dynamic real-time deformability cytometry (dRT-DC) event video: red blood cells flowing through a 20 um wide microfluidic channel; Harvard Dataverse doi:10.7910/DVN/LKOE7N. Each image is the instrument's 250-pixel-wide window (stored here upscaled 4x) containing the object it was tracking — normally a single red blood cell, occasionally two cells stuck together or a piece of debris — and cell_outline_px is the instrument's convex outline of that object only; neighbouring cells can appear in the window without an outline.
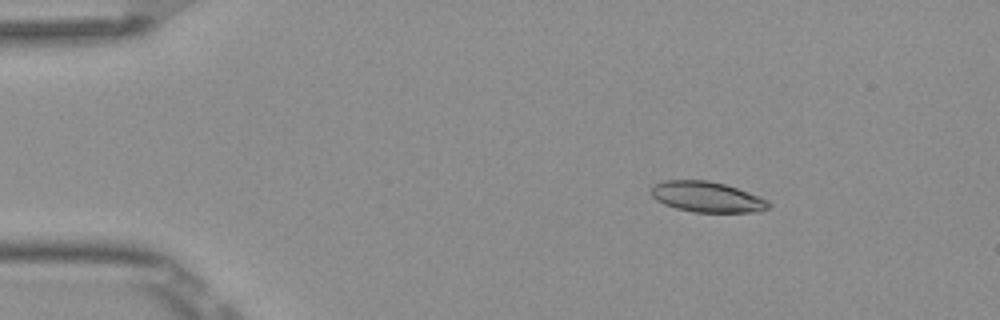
{"species": "Egyptian fruit bat (a non-hibernating species)", "species_latin": "Rousettus aegyptiacus", "temperature_condition": "room temperature", "stored_images_in_passage": 4, "camera_frame_rate_fps": 3000, "um_per_image_px": 0.085, "frame": {"image": 1, "passage_image": 2, "time_ms": 0.333, "image_size_px": [1000, 320], "cell_outline_px": [[772, 204], [768, 208], [760, 212], [692, 212], [676, 208], [664, 204], [656, 200], [652, 196], [652, 188], [656, 184], [664, 180], [708, 180], [724, 184], [760, 196], [768, 200]], "centroid_in_image_um": [60.13, 16.74], "position_along_channel_um": 24.9, "area_um2": 20.92}}